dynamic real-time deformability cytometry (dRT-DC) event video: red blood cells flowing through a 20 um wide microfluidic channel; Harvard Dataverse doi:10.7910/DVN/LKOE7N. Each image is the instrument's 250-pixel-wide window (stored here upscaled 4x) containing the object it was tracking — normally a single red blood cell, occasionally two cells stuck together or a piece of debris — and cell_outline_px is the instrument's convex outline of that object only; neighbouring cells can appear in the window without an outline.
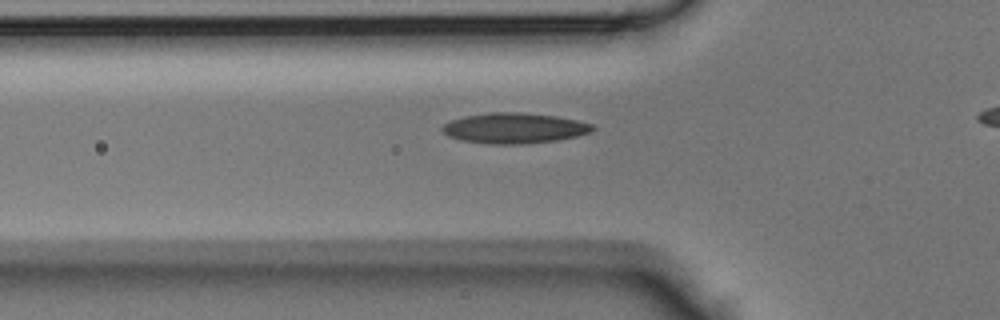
{"species": "Egyptian fruit bat (a non-hibernating species)", "species_latin": "Rousettus aegyptiacus", "temperature_condition": "room temperature", "stored_images_in_passage": 27, "camera_frame_rate_fps": 3000, "um_per_image_px": 0.085, "animal": {"sex": "male"}, "frame": {"image": 1, "passage_image": 4, "time_ms": 1.0, "image_size_px": [1000, 320], "cell_outline_px": [[596, 128], [592, 132], [576, 136], [556, 140], [524, 144], [492, 144], [460, 140], [448, 136], [440, 128], [444, 124], [452, 120], [464, 116], [492, 112], [520, 112], [556, 116], [576, 120], [592, 124]], "centroid_in_image_um": [43.72, 10.89], "position_along_channel_um": 82.1, "area_um2": 26.65}}
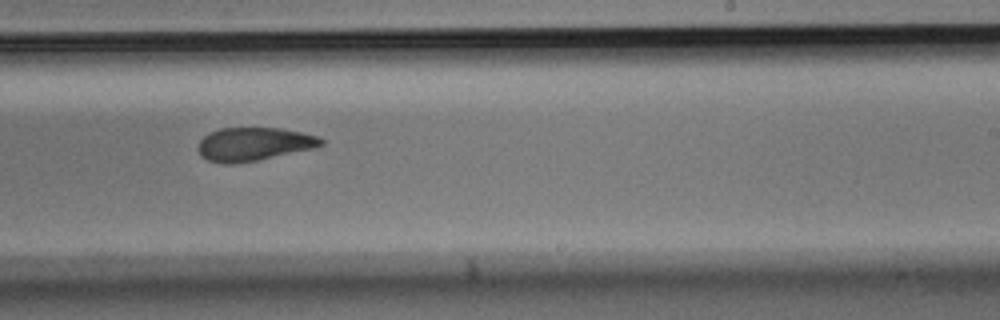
{"frame": {"image": 2, "passage_image": 16, "time_ms": 5.0, "image_size_px": [1000, 320], "cell_outline_px": [[324, 144], [312, 148], [256, 160], [232, 164], [224, 164], [208, 160], [200, 156], [196, 148], [200, 140], [208, 132], [220, 128], [280, 128], [300, 132], [316, 136], [324, 140]], "centroid_in_image_um": [21.49, 12.24], "position_along_channel_um": 267.5, "area_um2": 23.76}}
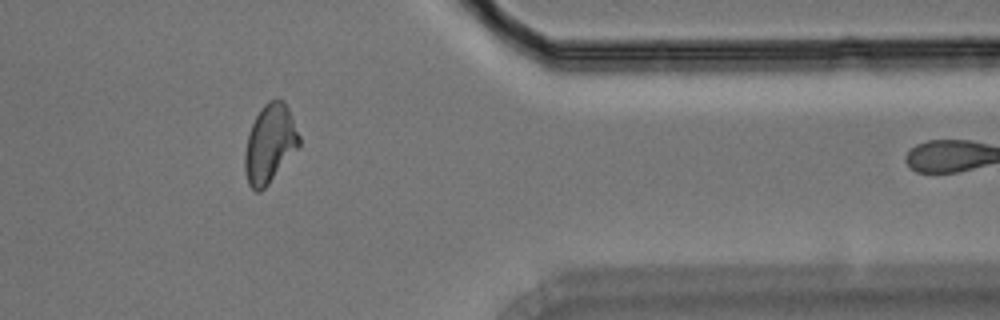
{"frame": {"image": 3, "passage_image": 25, "time_ms": 8.0, "image_size_px": [1000, 320], "cell_outline_px": [[300, 144], [268, 184], [260, 192], [256, 192], [248, 184], [244, 172], [244, 152], [248, 132], [260, 108], [268, 100], [284, 100], [288, 108], [300, 136]], "centroid_in_image_um": [22.9, 12.21], "position_along_channel_um": 388.5, "area_um2": 24.68}}